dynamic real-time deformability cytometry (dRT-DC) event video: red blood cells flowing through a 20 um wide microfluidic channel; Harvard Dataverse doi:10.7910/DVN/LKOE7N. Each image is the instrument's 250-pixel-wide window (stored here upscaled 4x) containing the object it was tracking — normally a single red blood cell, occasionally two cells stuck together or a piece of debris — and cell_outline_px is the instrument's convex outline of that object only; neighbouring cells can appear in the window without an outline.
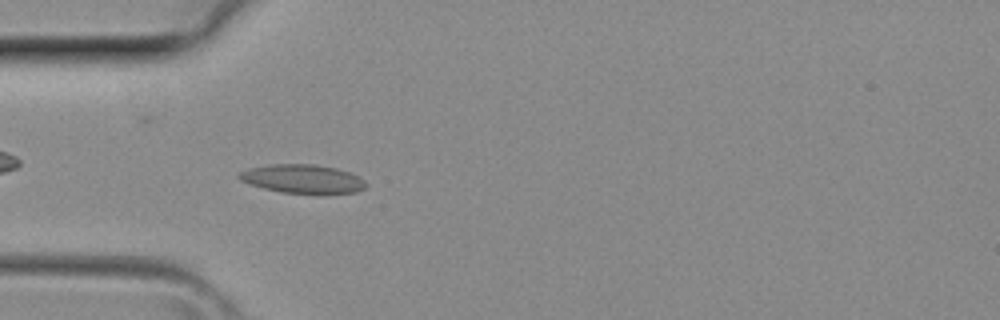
{"species": "common noctule bat (a hibernating species)", "species_latin": "Nyctalus noctula", "temperature_condition": "room temperature", "stored_images_in_passage": 30, "camera_frame_rate_fps": 3000, "um_per_image_px": 0.085, "animal": {"sex": "female", "body_mass_g": 29.2, "forearm_length_mm": 56.3}, "frame": {"image": 1, "passage_image": 3, "time_ms": 0.667, "image_size_px": [1000, 320], "cell_outline_px": [[368, 184], [364, 188], [356, 192], [280, 192], [264, 188], [240, 180], [236, 176], [240, 172], [248, 168], [268, 164], [316, 164], [336, 168], [360, 176]], "centroid_in_image_um": [25.7, 15.17], "position_along_channel_um": 59.3, "area_um2": 20.87}}
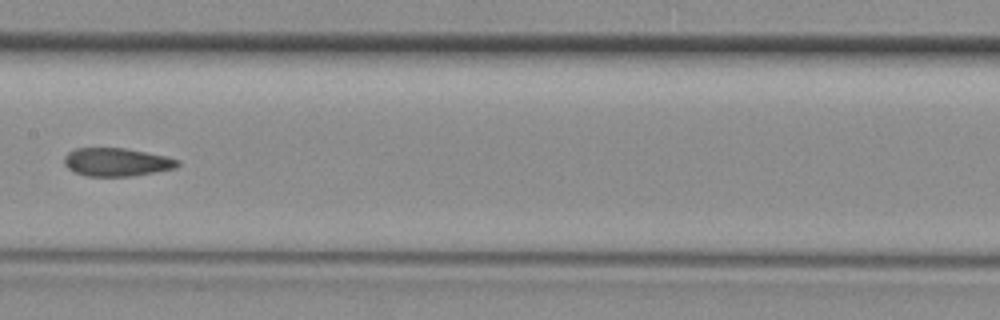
{"frame": {"image": 2, "passage_image": 11, "time_ms": 3.333, "image_size_px": [1000, 320], "cell_outline_px": [[180, 164], [176, 168], [132, 176], [88, 176], [76, 172], [68, 168], [64, 164], [64, 156], [68, 152], [76, 148], [124, 148], [168, 156], [180, 160]], "centroid_in_image_um": [9.94, 13.77], "position_along_channel_um": 197.5, "area_um2": 18.67}}
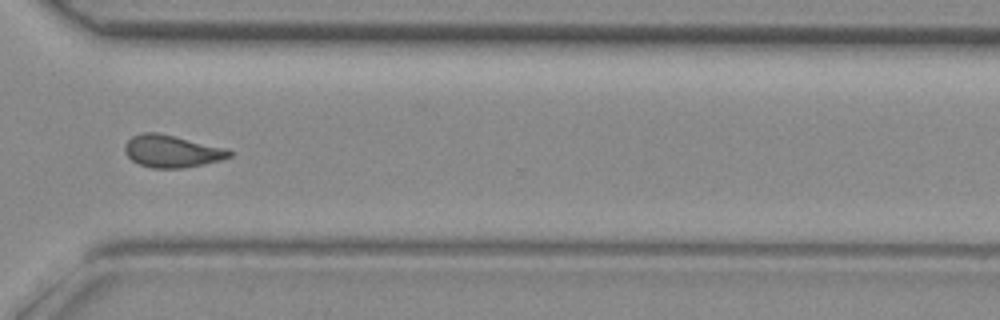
{"frame": {"image": 3, "passage_image": 20, "time_ms": 6.333, "image_size_px": [1000, 320], "cell_outline_px": [[232, 156], [220, 160], [204, 164], [184, 168], [152, 168], [140, 164], [132, 160], [124, 152], [124, 144], [132, 136], [140, 132], [160, 132], [228, 148], [232, 152]], "centroid_in_image_um": [14.61, 12.84], "position_along_channel_um": 356.0, "area_um2": 20.0}}